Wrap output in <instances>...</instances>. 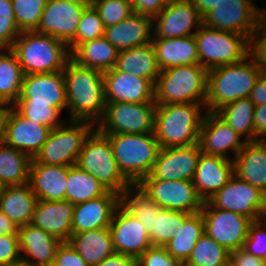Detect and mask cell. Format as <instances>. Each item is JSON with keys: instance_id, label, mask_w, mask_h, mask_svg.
<instances>
[{"instance_id": "cell-1", "label": "cell", "mask_w": 266, "mask_h": 266, "mask_svg": "<svg viewBox=\"0 0 266 266\" xmlns=\"http://www.w3.org/2000/svg\"><path fill=\"white\" fill-rule=\"evenodd\" d=\"M66 84L67 120L97 124L105 112L103 72L83 67L70 59L63 69Z\"/></svg>"}, {"instance_id": "cell-2", "label": "cell", "mask_w": 266, "mask_h": 266, "mask_svg": "<svg viewBox=\"0 0 266 266\" xmlns=\"http://www.w3.org/2000/svg\"><path fill=\"white\" fill-rule=\"evenodd\" d=\"M263 73L250 54L240 62L208 70L205 111L216 112L226 104L249 98Z\"/></svg>"}, {"instance_id": "cell-3", "label": "cell", "mask_w": 266, "mask_h": 266, "mask_svg": "<svg viewBox=\"0 0 266 266\" xmlns=\"http://www.w3.org/2000/svg\"><path fill=\"white\" fill-rule=\"evenodd\" d=\"M200 103L156 105L154 135L161 148L199 143L200 129L206 111ZM203 113V114H202Z\"/></svg>"}, {"instance_id": "cell-4", "label": "cell", "mask_w": 266, "mask_h": 266, "mask_svg": "<svg viewBox=\"0 0 266 266\" xmlns=\"http://www.w3.org/2000/svg\"><path fill=\"white\" fill-rule=\"evenodd\" d=\"M10 49L16 54L24 75L63 71L71 59L66 43L37 31L21 32Z\"/></svg>"}, {"instance_id": "cell-5", "label": "cell", "mask_w": 266, "mask_h": 266, "mask_svg": "<svg viewBox=\"0 0 266 266\" xmlns=\"http://www.w3.org/2000/svg\"><path fill=\"white\" fill-rule=\"evenodd\" d=\"M208 70L188 64L161 70L154 84L157 105L200 103L205 105Z\"/></svg>"}, {"instance_id": "cell-6", "label": "cell", "mask_w": 266, "mask_h": 266, "mask_svg": "<svg viewBox=\"0 0 266 266\" xmlns=\"http://www.w3.org/2000/svg\"><path fill=\"white\" fill-rule=\"evenodd\" d=\"M105 135L120 171L131 184H139L151 173L161 148L154 133Z\"/></svg>"}, {"instance_id": "cell-7", "label": "cell", "mask_w": 266, "mask_h": 266, "mask_svg": "<svg viewBox=\"0 0 266 266\" xmlns=\"http://www.w3.org/2000/svg\"><path fill=\"white\" fill-rule=\"evenodd\" d=\"M76 165L118 195L131 185L116 163L109 138L97 128L85 140Z\"/></svg>"}, {"instance_id": "cell-8", "label": "cell", "mask_w": 266, "mask_h": 266, "mask_svg": "<svg viewBox=\"0 0 266 266\" xmlns=\"http://www.w3.org/2000/svg\"><path fill=\"white\" fill-rule=\"evenodd\" d=\"M194 36L199 64L207 70L240 62L249 55V39L243 34L221 31L202 24Z\"/></svg>"}, {"instance_id": "cell-9", "label": "cell", "mask_w": 266, "mask_h": 266, "mask_svg": "<svg viewBox=\"0 0 266 266\" xmlns=\"http://www.w3.org/2000/svg\"><path fill=\"white\" fill-rule=\"evenodd\" d=\"M95 128L96 125L89 121L64 120L62 125L51 130L34 159L45 165H76L85 140Z\"/></svg>"}, {"instance_id": "cell-10", "label": "cell", "mask_w": 266, "mask_h": 266, "mask_svg": "<svg viewBox=\"0 0 266 266\" xmlns=\"http://www.w3.org/2000/svg\"><path fill=\"white\" fill-rule=\"evenodd\" d=\"M155 102H106L96 128L103 134L154 133Z\"/></svg>"}, {"instance_id": "cell-11", "label": "cell", "mask_w": 266, "mask_h": 266, "mask_svg": "<svg viewBox=\"0 0 266 266\" xmlns=\"http://www.w3.org/2000/svg\"><path fill=\"white\" fill-rule=\"evenodd\" d=\"M208 202L215 208L241 214L252 221L266 213V195L235 174Z\"/></svg>"}, {"instance_id": "cell-12", "label": "cell", "mask_w": 266, "mask_h": 266, "mask_svg": "<svg viewBox=\"0 0 266 266\" xmlns=\"http://www.w3.org/2000/svg\"><path fill=\"white\" fill-rule=\"evenodd\" d=\"M253 0H220L203 16V24L221 31L243 34L249 40L258 26V5Z\"/></svg>"}, {"instance_id": "cell-13", "label": "cell", "mask_w": 266, "mask_h": 266, "mask_svg": "<svg viewBox=\"0 0 266 266\" xmlns=\"http://www.w3.org/2000/svg\"><path fill=\"white\" fill-rule=\"evenodd\" d=\"M205 222V233L229 252L241 249L252 220L229 210L213 207L208 201L200 211Z\"/></svg>"}, {"instance_id": "cell-14", "label": "cell", "mask_w": 266, "mask_h": 266, "mask_svg": "<svg viewBox=\"0 0 266 266\" xmlns=\"http://www.w3.org/2000/svg\"><path fill=\"white\" fill-rule=\"evenodd\" d=\"M138 185L161 208L195 214L203 207L191 180L143 179Z\"/></svg>"}, {"instance_id": "cell-15", "label": "cell", "mask_w": 266, "mask_h": 266, "mask_svg": "<svg viewBox=\"0 0 266 266\" xmlns=\"http://www.w3.org/2000/svg\"><path fill=\"white\" fill-rule=\"evenodd\" d=\"M86 0H47L38 28L35 30L63 41L68 46L75 40Z\"/></svg>"}, {"instance_id": "cell-16", "label": "cell", "mask_w": 266, "mask_h": 266, "mask_svg": "<svg viewBox=\"0 0 266 266\" xmlns=\"http://www.w3.org/2000/svg\"><path fill=\"white\" fill-rule=\"evenodd\" d=\"M202 24L203 17L190 0H168L152 19V39L193 36Z\"/></svg>"}, {"instance_id": "cell-17", "label": "cell", "mask_w": 266, "mask_h": 266, "mask_svg": "<svg viewBox=\"0 0 266 266\" xmlns=\"http://www.w3.org/2000/svg\"><path fill=\"white\" fill-rule=\"evenodd\" d=\"M51 130L45 125L20 115L12 106H7L2 142L33 159L42 149Z\"/></svg>"}, {"instance_id": "cell-18", "label": "cell", "mask_w": 266, "mask_h": 266, "mask_svg": "<svg viewBox=\"0 0 266 266\" xmlns=\"http://www.w3.org/2000/svg\"><path fill=\"white\" fill-rule=\"evenodd\" d=\"M14 104H48L67 111L63 71L24 75L19 99Z\"/></svg>"}, {"instance_id": "cell-19", "label": "cell", "mask_w": 266, "mask_h": 266, "mask_svg": "<svg viewBox=\"0 0 266 266\" xmlns=\"http://www.w3.org/2000/svg\"><path fill=\"white\" fill-rule=\"evenodd\" d=\"M201 153L199 143L189 146L160 148L151 173L144 179L192 181Z\"/></svg>"}, {"instance_id": "cell-20", "label": "cell", "mask_w": 266, "mask_h": 266, "mask_svg": "<svg viewBox=\"0 0 266 266\" xmlns=\"http://www.w3.org/2000/svg\"><path fill=\"white\" fill-rule=\"evenodd\" d=\"M109 229L117 253L137 259L152 246L146 227L120 204L113 213Z\"/></svg>"}, {"instance_id": "cell-21", "label": "cell", "mask_w": 266, "mask_h": 266, "mask_svg": "<svg viewBox=\"0 0 266 266\" xmlns=\"http://www.w3.org/2000/svg\"><path fill=\"white\" fill-rule=\"evenodd\" d=\"M242 139L215 112L206 111L199 136V145L202 153L233 160L247 142ZM228 152L233 154V158L228 156L230 154Z\"/></svg>"}, {"instance_id": "cell-22", "label": "cell", "mask_w": 266, "mask_h": 266, "mask_svg": "<svg viewBox=\"0 0 266 266\" xmlns=\"http://www.w3.org/2000/svg\"><path fill=\"white\" fill-rule=\"evenodd\" d=\"M105 102H155L154 84L115 67L103 72Z\"/></svg>"}, {"instance_id": "cell-23", "label": "cell", "mask_w": 266, "mask_h": 266, "mask_svg": "<svg viewBox=\"0 0 266 266\" xmlns=\"http://www.w3.org/2000/svg\"><path fill=\"white\" fill-rule=\"evenodd\" d=\"M21 260L29 266H52L62 241L32 224L18 227Z\"/></svg>"}, {"instance_id": "cell-24", "label": "cell", "mask_w": 266, "mask_h": 266, "mask_svg": "<svg viewBox=\"0 0 266 266\" xmlns=\"http://www.w3.org/2000/svg\"><path fill=\"white\" fill-rule=\"evenodd\" d=\"M233 175L232 159L201 153L192 182L200 198L206 202L222 189Z\"/></svg>"}, {"instance_id": "cell-25", "label": "cell", "mask_w": 266, "mask_h": 266, "mask_svg": "<svg viewBox=\"0 0 266 266\" xmlns=\"http://www.w3.org/2000/svg\"><path fill=\"white\" fill-rule=\"evenodd\" d=\"M118 205L119 195L112 191L75 205L72 216V235L109 227Z\"/></svg>"}, {"instance_id": "cell-26", "label": "cell", "mask_w": 266, "mask_h": 266, "mask_svg": "<svg viewBox=\"0 0 266 266\" xmlns=\"http://www.w3.org/2000/svg\"><path fill=\"white\" fill-rule=\"evenodd\" d=\"M75 205L67 200H38L31 224L63 241L72 235V216Z\"/></svg>"}, {"instance_id": "cell-27", "label": "cell", "mask_w": 266, "mask_h": 266, "mask_svg": "<svg viewBox=\"0 0 266 266\" xmlns=\"http://www.w3.org/2000/svg\"><path fill=\"white\" fill-rule=\"evenodd\" d=\"M70 166H52L31 160L29 185L38 200L63 201Z\"/></svg>"}, {"instance_id": "cell-28", "label": "cell", "mask_w": 266, "mask_h": 266, "mask_svg": "<svg viewBox=\"0 0 266 266\" xmlns=\"http://www.w3.org/2000/svg\"><path fill=\"white\" fill-rule=\"evenodd\" d=\"M152 18L138 13L121 22L106 27L104 37L118 51L138 47L152 41Z\"/></svg>"}, {"instance_id": "cell-29", "label": "cell", "mask_w": 266, "mask_h": 266, "mask_svg": "<svg viewBox=\"0 0 266 266\" xmlns=\"http://www.w3.org/2000/svg\"><path fill=\"white\" fill-rule=\"evenodd\" d=\"M234 174L266 195V145L260 140L246 142L233 159Z\"/></svg>"}, {"instance_id": "cell-30", "label": "cell", "mask_w": 266, "mask_h": 266, "mask_svg": "<svg viewBox=\"0 0 266 266\" xmlns=\"http://www.w3.org/2000/svg\"><path fill=\"white\" fill-rule=\"evenodd\" d=\"M160 70L188 64H199L195 36L152 39Z\"/></svg>"}, {"instance_id": "cell-31", "label": "cell", "mask_w": 266, "mask_h": 266, "mask_svg": "<svg viewBox=\"0 0 266 266\" xmlns=\"http://www.w3.org/2000/svg\"><path fill=\"white\" fill-rule=\"evenodd\" d=\"M38 198L29 183L3 186L0 195V211L17 227L31 224Z\"/></svg>"}, {"instance_id": "cell-32", "label": "cell", "mask_w": 266, "mask_h": 266, "mask_svg": "<svg viewBox=\"0 0 266 266\" xmlns=\"http://www.w3.org/2000/svg\"><path fill=\"white\" fill-rule=\"evenodd\" d=\"M115 68L129 75L149 79L153 84L161 71L151 42L119 51Z\"/></svg>"}, {"instance_id": "cell-33", "label": "cell", "mask_w": 266, "mask_h": 266, "mask_svg": "<svg viewBox=\"0 0 266 266\" xmlns=\"http://www.w3.org/2000/svg\"><path fill=\"white\" fill-rule=\"evenodd\" d=\"M69 242L88 266H95L116 252L109 227L75 233Z\"/></svg>"}, {"instance_id": "cell-34", "label": "cell", "mask_w": 266, "mask_h": 266, "mask_svg": "<svg viewBox=\"0 0 266 266\" xmlns=\"http://www.w3.org/2000/svg\"><path fill=\"white\" fill-rule=\"evenodd\" d=\"M119 51L104 36L79 44L71 59L83 67L105 72L115 67Z\"/></svg>"}, {"instance_id": "cell-35", "label": "cell", "mask_w": 266, "mask_h": 266, "mask_svg": "<svg viewBox=\"0 0 266 266\" xmlns=\"http://www.w3.org/2000/svg\"><path fill=\"white\" fill-rule=\"evenodd\" d=\"M204 233L205 222L202 213L190 214L164 247L172 257L184 263L189 258L196 242Z\"/></svg>"}, {"instance_id": "cell-36", "label": "cell", "mask_w": 266, "mask_h": 266, "mask_svg": "<svg viewBox=\"0 0 266 266\" xmlns=\"http://www.w3.org/2000/svg\"><path fill=\"white\" fill-rule=\"evenodd\" d=\"M24 73L16 54L0 48V104L12 106L21 93Z\"/></svg>"}, {"instance_id": "cell-37", "label": "cell", "mask_w": 266, "mask_h": 266, "mask_svg": "<svg viewBox=\"0 0 266 266\" xmlns=\"http://www.w3.org/2000/svg\"><path fill=\"white\" fill-rule=\"evenodd\" d=\"M119 204L135 216L149 234L153 231L155 219L162 208L138 184H131L119 195Z\"/></svg>"}, {"instance_id": "cell-38", "label": "cell", "mask_w": 266, "mask_h": 266, "mask_svg": "<svg viewBox=\"0 0 266 266\" xmlns=\"http://www.w3.org/2000/svg\"><path fill=\"white\" fill-rule=\"evenodd\" d=\"M31 160L24 152L0 143V183L3 186L29 183Z\"/></svg>"}, {"instance_id": "cell-39", "label": "cell", "mask_w": 266, "mask_h": 266, "mask_svg": "<svg viewBox=\"0 0 266 266\" xmlns=\"http://www.w3.org/2000/svg\"><path fill=\"white\" fill-rule=\"evenodd\" d=\"M107 191L98 180L77 165L69 167L65 200L77 205L98 198Z\"/></svg>"}, {"instance_id": "cell-40", "label": "cell", "mask_w": 266, "mask_h": 266, "mask_svg": "<svg viewBox=\"0 0 266 266\" xmlns=\"http://www.w3.org/2000/svg\"><path fill=\"white\" fill-rule=\"evenodd\" d=\"M254 108L250 98H242L226 104L215 113L249 142L254 141Z\"/></svg>"}, {"instance_id": "cell-41", "label": "cell", "mask_w": 266, "mask_h": 266, "mask_svg": "<svg viewBox=\"0 0 266 266\" xmlns=\"http://www.w3.org/2000/svg\"><path fill=\"white\" fill-rule=\"evenodd\" d=\"M230 252L204 233L184 264L189 266H229Z\"/></svg>"}, {"instance_id": "cell-42", "label": "cell", "mask_w": 266, "mask_h": 266, "mask_svg": "<svg viewBox=\"0 0 266 266\" xmlns=\"http://www.w3.org/2000/svg\"><path fill=\"white\" fill-rule=\"evenodd\" d=\"M189 215L183 211L162 208L155 219L154 229L149 234L152 245L164 246L173 238V233H176L178 227Z\"/></svg>"}, {"instance_id": "cell-43", "label": "cell", "mask_w": 266, "mask_h": 266, "mask_svg": "<svg viewBox=\"0 0 266 266\" xmlns=\"http://www.w3.org/2000/svg\"><path fill=\"white\" fill-rule=\"evenodd\" d=\"M47 0H12L16 24L21 32L35 31Z\"/></svg>"}, {"instance_id": "cell-44", "label": "cell", "mask_w": 266, "mask_h": 266, "mask_svg": "<svg viewBox=\"0 0 266 266\" xmlns=\"http://www.w3.org/2000/svg\"><path fill=\"white\" fill-rule=\"evenodd\" d=\"M104 22L99 17L95 8L89 4L82 12L75 40L69 45L72 52L79 44L104 36Z\"/></svg>"}, {"instance_id": "cell-45", "label": "cell", "mask_w": 266, "mask_h": 266, "mask_svg": "<svg viewBox=\"0 0 266 266\" xmlns=\"http://www.w3.org/2000/svg\"><path fill=\"white\" fill-rule=\"evenodd\" d=\"M90 4L98 12L105 27L113 26L134 13L130 0H93Z\"/></svg>"}, {"instance_id": "cell-46", "label": "cell", "mask_w": 266, "mask_h": 266, "mask_svg": "<svg viewBox=\"0 0 266 266\" xmlns=\"http://www.w3.org/2000/svg\"><path fill=\"white\" fill-rule=\"evenodd\" d=\"M12 107L22 116L51 129L62 125L61 112L48 104H13Z\"/></svg>"}, {"instance_id": "cell-47", "label": "cell", "mask_w": 266, "mask_h": 266, "mask_svg": "<svg viewBox=\"0 0 266 266\" xmlns=\"http://www.w3.org/2000/svg\"><path fill=\"white\" fill-rule=\"evenodd\" d=\"M20 33L14 16L12 0H0V48H10Z\"/></svg>"}, {"instance_id": "cell-48", "label": "cell", "mask_w": 266, "mask_h": 266, "mask_svg": "<svg viewBox=\"0 0 266 266\" xmlns=\"http://www.w3.org/2000/svg\"><path fill=\"white\" fill-rule=\"evenodd\" d=\"M242 249L266 260V221L263 218L252 221Z\"/></svg>"}, {"instance_id": "cell-49", "label": "cell", "mask_w": 266, "mask_h": 266, "mask_svg": "<svg viewBox=\"0 0 266 266\" xmlns=\"http://www.w3.org/2000/svg\"><path fill=\"white\" fill-rule=\"evenodd\" d=\"M183 262L172 257L164 246L149 247L137 258V266H183Z\"/></svg>"}, {"instance_id": "cell-50", "label": "cell", "mask_w": 266, "mask_h": 266, "mask_svg": "<svg viewBox=\"0 0 266 266\" xmlns=\"http://www.w3.org/2000/svg\"><path fill=\"white\" fill-rule=\"evenodd\" d=\"M21 260L18 234L0 235V266Z\"/></svg>"}, {"instance_id": "cell-51", "label": "cell", "mask_w": 266, "mask_h": 266, "mask_svg": "<svg viewBox=\"0 0 266 266\" xmlns=\"http://www.w3.org/2000/svg\"><path fill=\"white\" fill-rule=\"evenodd\" d=\"M249 54L255 62L266 72V26L258 25L249 40Z\"/></svg>"}, {"instance_id": "cell-52", "label": "cell", "mask_w": 266, "mask_h": 266, "mask_svg": "<svg viewBox=\"0 0 266 266\" xmlns=\"http://www.w3.org/2000/svg\"><path fill=\"white\" fill-rule=\"evenodd\" d=\"M54 266H88L69 241H63L56 252Z\"/></svg>"}, {"instance_id": "cell-53", "label": "cell", "mask_w": 266, "mask_h": 266, "mask_svg": "<svg viewBox=\"0 0 266 266\" xmlns=\"http://www.w3.org/2000/svg\"><path fill=\"white\" fill-rule=\"evenodd\" d=\"M168 0H130L132 10L150 18L157 16L167 5Z\"/></svg>"}, {"instance_id": "cell-54", "label": "cell", "mask_w": 266, "mask_h": 266, "mask_svg": "<svg viewBox=\"0 0 266 266\" xmlns=\"http://www.w3.org/2000/svg\"><path fill=\"white\" fill-rule=\"evenodd\" d=\"M229 266H266V260L241 248L230 252Z\"/></svg>"}, {"instance_id": "cell-55", "label": "cell", "mask_w": 266, "mask_h": 266, "mask_svg": "<svg viewBox=\"0 0 266 266\" xmlns=\"http://www.w3.org/2000/svg\"><path fill=\"white\" fill-rule=\"evenodd\" d=\"M254 141L259 140L266 133V104L254 108Z\"/></svg>"}, {"instance_id": "cell-56", "label": "cell", "mask_w": 266, "mask_h": 266, "mask_svg": "<svg viewBox=\"0 0 266 266\" xmlns=\"http://www.w3.org/2000/svg\"><path fill=\"white\" fill-rule=\"evenodd\" d=\"M95 266H137V259L115 252Z\"/></svg>"}, {"instance_id": "cell-57", "label": "cell", "mask_w": 266, "mask_h": 266, "mask_svg": "<svg viewBox=\"0 0 266 266\" xmlns=\"http://www.w3.org/2000/svg\"><path fill=\"white\" fill-rule=\"evenodd\" d=\"M249 98L255 106L266 104V72L255 83Z\"/></svg>"}, {"instance_id": "cell-58", "label": "cell", "mask_w": 266, "mask_h": 266, "mask_svg": "<svg viewBox=\"0 0 266 266\" xmlns=\"http://www.w3.org/2000/svg\"><path fill=\"white\" fill-rule=\"evenodd\" d=\"M18 234V227L0 211V235Z\"/></svg>"}, {"instance_id": "cell-59", "label": "cell", "mask_w": 266, "mask_h": 266, "mask_svg": "<svg viewBox=\"0 0 266 266\" xmlns=\"http://www.w3.org/2000/svg\"><path fill=\"white\" fill-rule=\"evenodd\" d=\"M193 5L198 9V12L203 17L208 13L220 0H190Z\"/></svg>"}, {"instance_id": "cell-60", "label": "cell", "mask_w": 266, "mask_h": 266, "mask_svg": "<svg viewBox=\"0 0 266 266\" xmlns=\"http://www.w3.org/2000/svg\"><path fill=\"white\" fill-rule=\"evenodd\" d=\"M6 109V105L0 104V143H2L3 141V123L6 114Z\"/></svg>"}, {"instance_id": "cell-61", "label": "cell", "mask_w": 266, "mask_h": 266, "mask_svg": "<svg viewBox=\"0 0 266 266\" xmlns=\"http://www.w3.org/2000/svg\"><path fill=\"white\" fill-rule=\"evenodd\" d=\"M258 25L266 26V8H258Z\"/></svg>"}, {"instance_id": "cell-62", "label": "cell", "mask_w": 266, "mask_h": 266, "mask_svg": "<svg viewBox=\"0 0 266 266\" xmlns=\"http://www.w3.org/2000/svg\"><path fill=\"white\" fill-rule=\"evenodd\" d=\"M2 266H29L25 261L20 260L15 263L7 264V265H2Z\"/></svg>"}, {"instance_id": "cell-63", "label": "cell", "mask_w": 266, "mask_h": 266, "mask_svg": "<svg viewBox=\"0 0 266 266\" xmlns=\"http://www.w3.org/2000/svg\"><path fill=\"white\" fill-rule=\"evenodd\" d=\"M259 140H260L264 145H266V133H265L261 138H259Z\"/></svg>"}, {"instance_id": "cell-64", "label": "cell", "mask_w": 266, "mask_h": 266, "mask_svg": "<svg viewBox=\"0 0 266 266\" xmlns=\"http://www.w3.org/2000/svg\"><path fill=\"white\" fill-rule=\"evenodd\" d=\"M2 189H3V185L0 183V195H1Z\"/></svg>"}, {"instance_id": "cell-65", "label": "cell", "mask_w": 266, "mask_h": 266, "mask_svg": "<svg viewBox=\"0 0 266 266\" xmlns=\"http://www.w3.org/2000/svg\"><path fill=\"white\" fill-rule=\"evenodd\" d=\"M262 218L266 221V213L262 216Z\"/></svg>"}]
</instances>
